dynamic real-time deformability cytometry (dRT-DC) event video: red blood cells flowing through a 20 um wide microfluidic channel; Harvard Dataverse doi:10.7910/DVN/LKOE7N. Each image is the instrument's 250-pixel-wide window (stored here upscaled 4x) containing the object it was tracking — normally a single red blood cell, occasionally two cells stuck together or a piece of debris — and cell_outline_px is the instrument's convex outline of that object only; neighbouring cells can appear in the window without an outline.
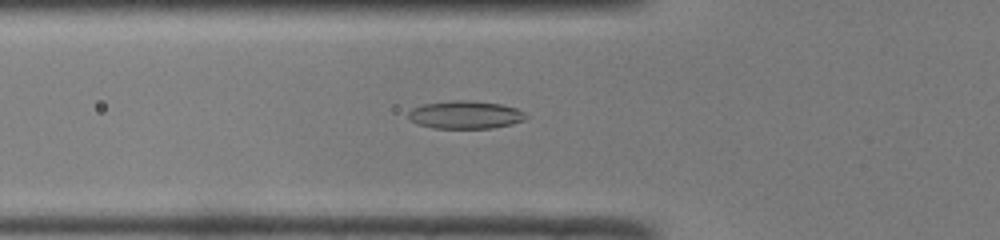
{"species": "common noctule bat (a hibernating species)", "species_latin": "Nyctalus noctula", "temperature_condition": "room temperature", "stored_images_in_passage": 35, "camera_frame_rate_fps": 3000, "um_per_image_px": 0.085, "animal": {"sex": "male", "body_mass_g": 19.0, "forearm_length_mm": 50.8}, "frame": {"image": 1, "passage_image": 3, "time_ms": 0.667, "image_size_px": [1000, 240], "cell_outline_px": [[528, 116], [524, 120], [512, 124], [492, 128], [432, 128], [416, 124], [408, 120], [408, 112], [412, 108], [424, 104], [452, 100], [468, 100], [500, 104], [516, 108], [524, 112]], "centroid_in_image_um": [39.52, 9.76], "position_along_channel_um": 86.3, "area_um2": 19.25}}
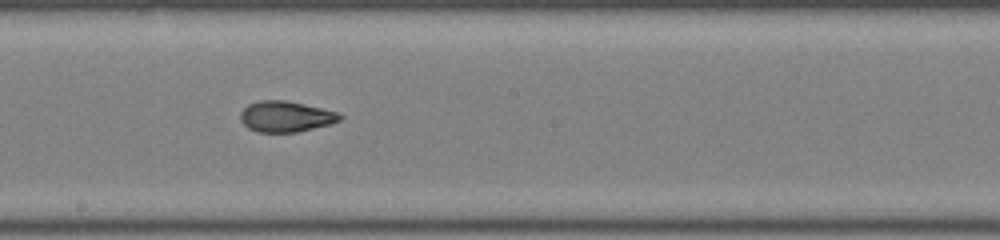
{"frame": {"image": 2, "passage_image": 13, "time_ms": 4.0, "image_size_px": [1000, 240], "cell_outline_px": [[344, 116], [340, 120], [332, 124], [296, 132], [256, 132], [248, 128], [240, 120], [240, 112], [248, 104], [260, 100], [284, 100], [304, 104], [336, 112]], "centroid_in_image_um": [24.27, 9.91], "position_along_channel_um": 223.9, "area_um2": 17.86}}
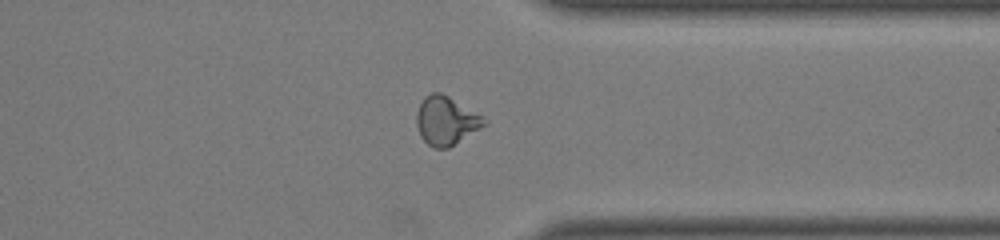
{"frame": {"image": 3, "passage_image": 24, "time_ms": 7.667, "image_size_px": [1000, 240], "cell_outline_px": [[488, 124], [448, 148], [436, 148], [428, 144], [420, 136], [416, 124], [416, 112], [424, 96], [432, 92], [440, 92], [448, 96], [484, 116], [488, 120]], "centroid_in_image_um": [37.93, 10.25], "position_along_channel_um": 373.5, "area_um2": 19.25}, "authors_computed_cell_mechanics": {"area_um2": 18.3226, "velocity_mm_per_s": 4.1273, "shape_relaxation_time_tau1_ms": 8.847, "shape_relaxation_time_tau2_ms": 1.6766, "deformation_change_tau1": 0.2487, "deformation_change_tau2": 0.0675}}